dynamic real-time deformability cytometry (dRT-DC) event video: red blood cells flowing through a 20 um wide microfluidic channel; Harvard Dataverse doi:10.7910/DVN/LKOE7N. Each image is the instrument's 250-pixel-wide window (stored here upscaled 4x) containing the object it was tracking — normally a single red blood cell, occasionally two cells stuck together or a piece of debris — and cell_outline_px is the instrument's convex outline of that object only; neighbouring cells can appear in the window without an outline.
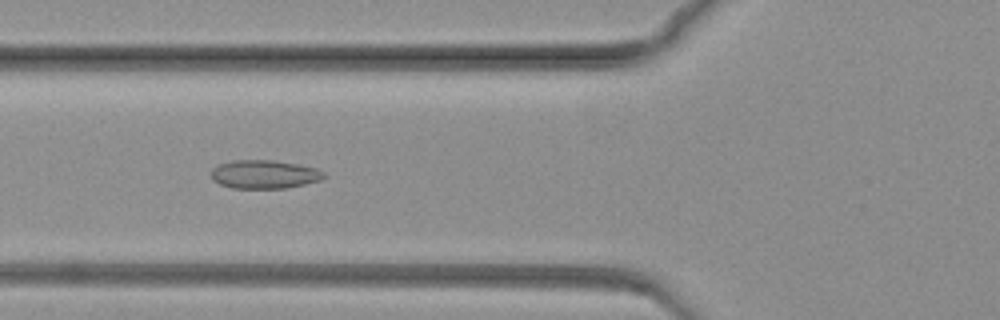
{"species": "common noctule bat (a hibernating species)", "species_latin": "Nyctalus noctula", "temperature_condition": "warm", "stored_images_in_passage": 73, "camera_frame_rate_fps": 3000, "um_per_image_px": 0.085, "animal": {"sex": "female", "body_mass_g": 19.3, "forearm_length_mm": 54.1}, "frame": {"image": 1, "passage_image": 22, "time_ms": 7.0, "image_size_px": [1000, 320], "cell_outline_px": [[328, 176], [320, 180], [304, 184], [284, 188], [232, 188], [220, 184], [212, 180], [212, 168], [220, 164], [236, 160], [272, 160], [296, 164], [316, 168], [324, 172]], "centroid_in_image_um": [22.48, 14.82], "position_along_channel_um": 103.3, "area_um2": 18.61}}
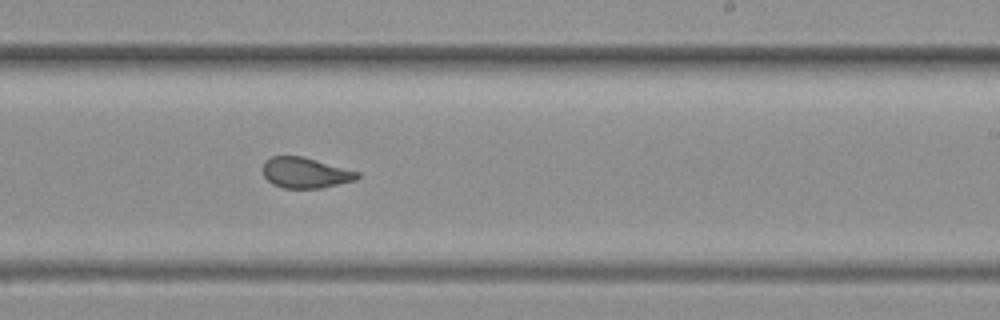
{"frame": {"image": 2, "passage_image": 41, "time_ms": 13.333, "image_size_px": [1000, 320], "cell_outline_px": [[360, 176], [356, 180], [324, 188], [284, 188], [272, 184], [264, 176], [264, 160], [272, 156], [300, 156], [360, 172]], "centroid_in_image_um": [25.97, 14.7], "position_along_channel_um": 263.0, "area_um2": 16.76}}
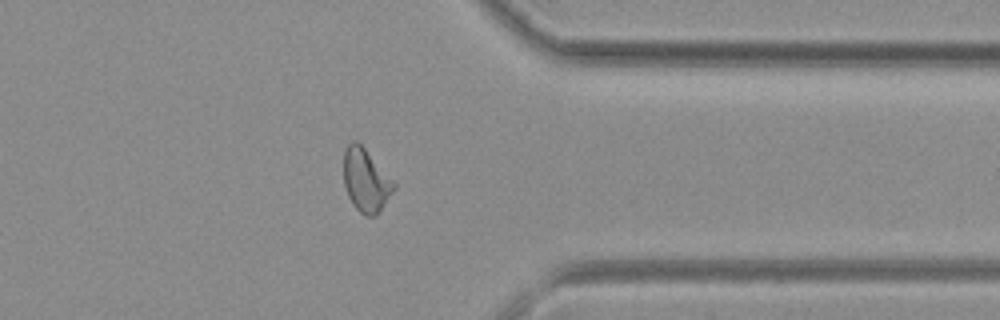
{"frame": {"image": 3, "passage_image": 56, "time_ms": 18.333, "image_size_px": [1000, 320], "cell_outline_px": [[396, 188], [376, 216], [368, 216], [360, 212], [352, 204], [348, 196], [344, 184], [344, 148], [352, 140], [356, 140], [364, 148], [396, 184]], "centroid_in_image_um": [31.08, 15.33], "position_along_channel_um": 380.3, "area_um2": 18.26}}